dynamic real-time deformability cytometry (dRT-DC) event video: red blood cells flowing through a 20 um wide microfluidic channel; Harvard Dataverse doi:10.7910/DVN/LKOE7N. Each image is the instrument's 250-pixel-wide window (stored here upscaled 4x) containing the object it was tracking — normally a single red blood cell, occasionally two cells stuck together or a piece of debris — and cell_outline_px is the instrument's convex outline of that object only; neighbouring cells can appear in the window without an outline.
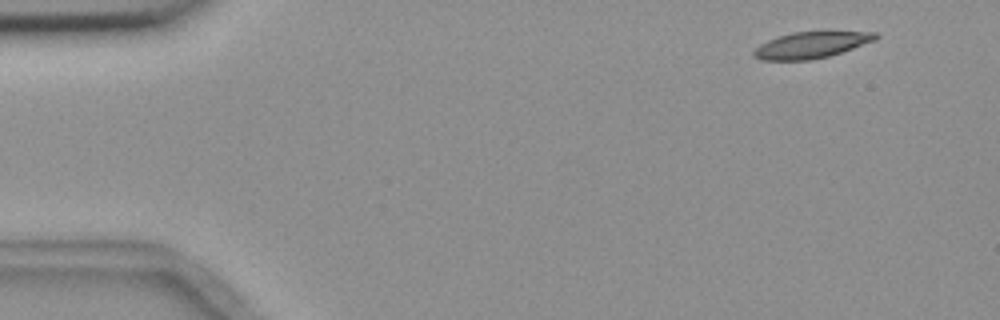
{"species": "common noctule bat (a hibernating species)", "species_latin": "Nyctalus noctula", "temperature_condition": "room temperature", "stored_images_in_passage": 4, "camera_frame_rate_fps": 3000, "um_per_image_px": 0.085, "animal": {"sex": "female", "body_mass_g": 18.4}, "frame": {"image": 1, "passage_image": 2, "time_ms": 1.0, "image_size_px": [1000, 320], "cell_outline_px": [[880, 36], [876, 40], [828, 56], [812, 60], [764, 60], [752, 56], [752, 52], [760, 44], [776, 36], [792, 32], [876, 32]], "centroid_in_image_um": [68.92, 3.82], "position_along_channel_um": 16.1, "area_um2": 18.55}}